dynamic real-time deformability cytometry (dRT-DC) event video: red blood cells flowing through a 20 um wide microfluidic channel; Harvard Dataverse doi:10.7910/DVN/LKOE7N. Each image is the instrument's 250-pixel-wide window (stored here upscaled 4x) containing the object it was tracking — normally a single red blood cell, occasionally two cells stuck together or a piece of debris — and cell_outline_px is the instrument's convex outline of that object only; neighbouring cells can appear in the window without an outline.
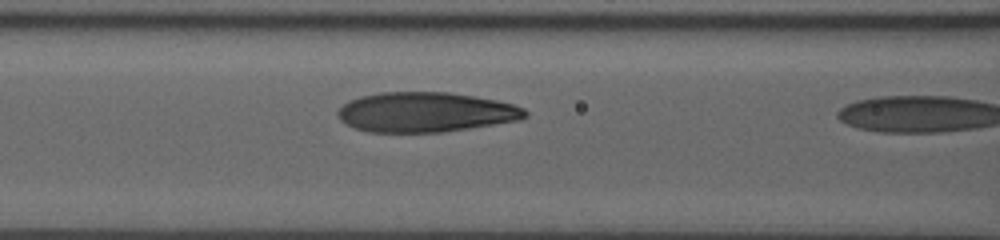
{"species": "human", "species_latin": "Homo sapiens", "temperature_condition": "room temperature", "stored_images_in_passage": 17, "camera_frame_rate_fps": 3000, "um_per_image_px": 0.085, "donor": {"sex": "male"}, "frame": {"image": 1, "passage_image": 16, "time_ms": 5.0, "image_size_px": [1000, 240], "cell_outline_px": [[528, 116], [520, 120], [444, 132], [368, 132], [356, 128], [340, 120], [336, 112], [348, 100], [360, 96], [380, 92], [448, 92], [496, 100], [512, 104], [524, 108], [528, 112]], "centroid_in_image_um": [36.17, 9.53], "position_along_channel_um": 130.4, "area_um2": 43.52}}